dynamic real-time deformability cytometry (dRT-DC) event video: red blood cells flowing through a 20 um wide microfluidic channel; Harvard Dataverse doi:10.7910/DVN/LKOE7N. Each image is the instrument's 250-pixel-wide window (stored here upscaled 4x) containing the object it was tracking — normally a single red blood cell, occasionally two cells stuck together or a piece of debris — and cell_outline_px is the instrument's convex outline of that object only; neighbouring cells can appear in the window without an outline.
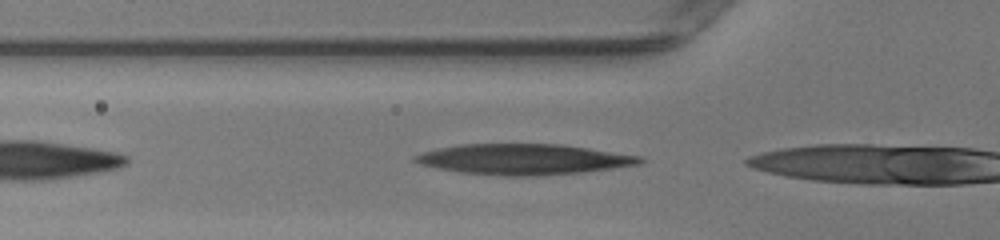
{"species": "human", "species_latin": "Homo sapiens", "temperature_condition": "warm", "stored_images_in_passage": 3, "camera_frame_rate_fps": 3000, "um_per_image_px": 0.085, "donor": {"sex": "female"}, "frame": {"image": 1, "passage_image": 2, "time_ms": 0.333, "image_size_px": [1000, 240], "cell_outline_px": [[644, 160], [640, 164], [584, 172], [536, 176], [504, 176], [460, 172], [436, 168], [412, 160], [412, 156], [436, 148], [460, 144], [560, 144], [588, 148], [640, 156]], "centroid_in_image_um": [44.49, 13.54], "position_along_channel_um": 81.3, "area_um2": 40.0}}